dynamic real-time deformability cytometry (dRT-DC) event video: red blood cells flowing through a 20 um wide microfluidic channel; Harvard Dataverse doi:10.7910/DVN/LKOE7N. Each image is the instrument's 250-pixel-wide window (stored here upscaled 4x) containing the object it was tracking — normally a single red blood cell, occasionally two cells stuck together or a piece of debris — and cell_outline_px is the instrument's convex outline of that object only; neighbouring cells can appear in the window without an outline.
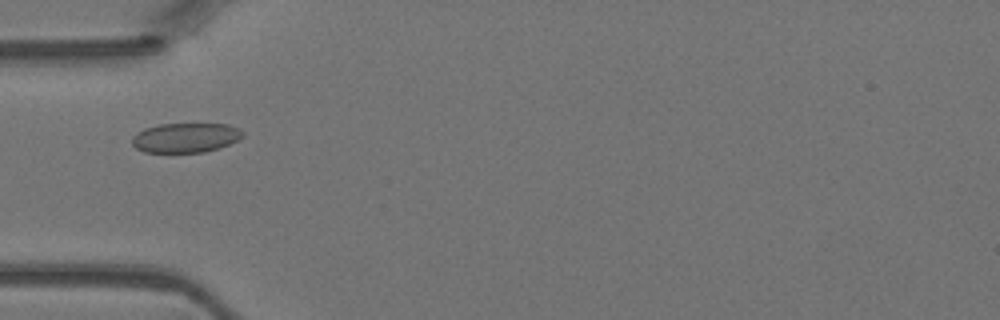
{"species": "Egyptian fruit bat (a non-hibernating species)", "species_latin": "Rousettus aegyptiacus", "temperature_condition": "warm", "stored_images_in_passage": 33, "camera_frame_rate_fps": 3000, "um_per_image_px": 0.085, "animal": {"sex": "female"}, "frame": {"image": 1, "passage_image": 2, "time_ms": 0.333, "image_size_px": [1000, 320], "cell_outline_px": [[244, 136], [220, 148], [204, 152], [144, 152], [136, 148], [132, 144], [132, 136], [136, 132], [144, 128], [160, 124], [228, 124], [244, 132]], "centroid_in_image_um": [15.74, 11.7], "position_along_channel_um": 69.3, "area_um2": 19.07}}
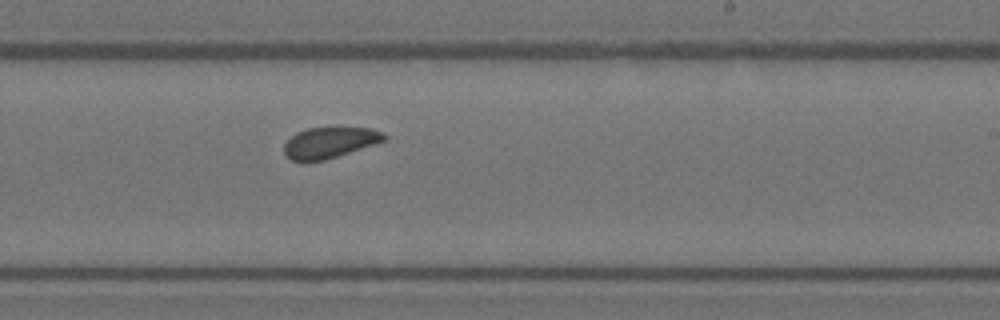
{"frame": {"image": 2, "passage_image": 15, "time_ms": 4.667, "image_size_px": [1000, 320], "cell_outline_px": [[388, 140], [324, 160], [292, 160], [284, 156], [284, 144], [296, 132], [308, 128], [336, 124], [372, 128], [384, 132], [388, 136]], "centroid_in_image_um": [28.1, 12.04], "position_along_channel_um": 260.9, "area_um2": 18.84}}
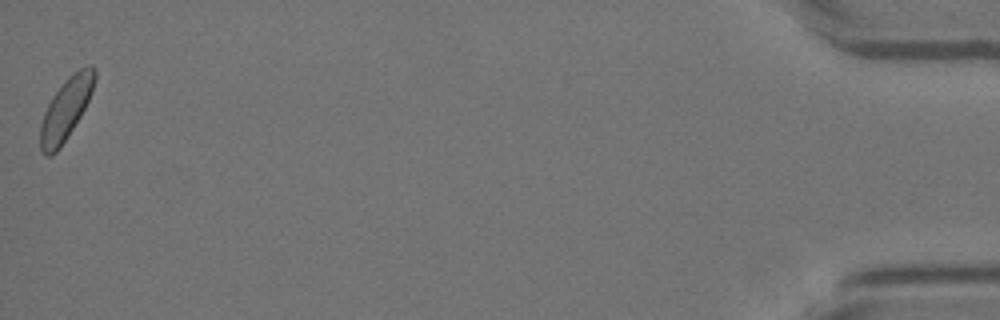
{"frame": {"image": 3, "passage_image": 33, "time_ms": 10.667, "image_size_px": [1000, 320], "cell_outline_px": [[96, 76], [92, 92], [80, 116], [60, 148], [52, 156], [44, 156], [40, 152], [40, 124], [44, 112], [52, 96], [64, 80], [68, 76], [80, 68], [88, 64], [92, 64], [96, 68]], "centroid_in_image_um": [5.59, 9.26], "position_along_channel_um": 429.6, "area_um2": 19.65}}